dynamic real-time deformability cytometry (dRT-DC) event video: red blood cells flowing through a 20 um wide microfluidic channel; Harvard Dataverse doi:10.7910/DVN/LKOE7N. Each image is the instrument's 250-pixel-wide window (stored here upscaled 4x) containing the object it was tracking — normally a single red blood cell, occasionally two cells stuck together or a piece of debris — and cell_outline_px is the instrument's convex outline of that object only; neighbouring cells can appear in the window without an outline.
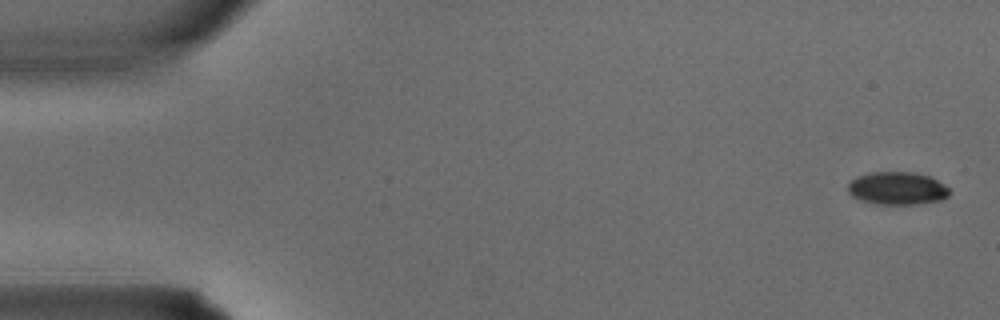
{"species": "common noctule bat (a hibernating species)", "species_latin": "Nyctalus noctula", "temperature_condition": "warm", "stored_images_in_passage": 4, "camera_frame_rate_fps": 3000, "um_per_image_px": 0.085, "animal": {"sex": "male", "body_mass_g": 15.6}, "frame": {"image": 1, "passage_image": 1, "time_ms": 0.0, "image_size_px": [1000, 320], "cell_outline_px": [[948, 196], [940, 200], [916, 204], [876, 204], [860, 200], [852, 196], [848, 192], [848, 184], [856, 176], [868, 172], [916, 172], [928, 176], [944, 184], [948, 188]], "centroid_in_image_um": [76.23, 16.0], "position_along_channel_um": 8.8, "area_um2": 19.42}}
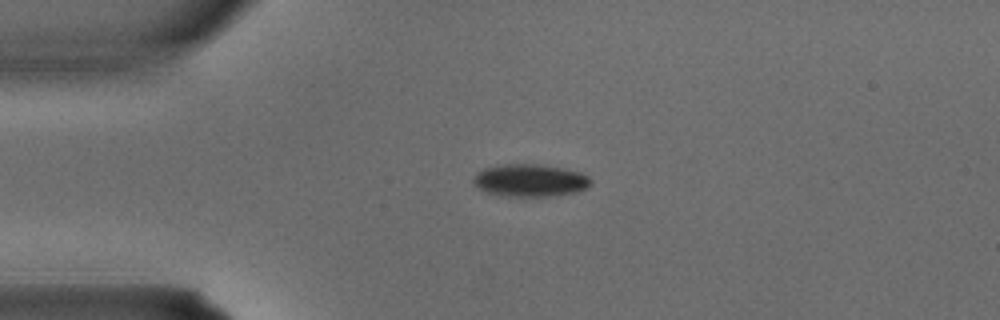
{"frame": {"image": 2, "passage_image": 3, "time_ms": 0.667, "image_size_px": [1000, 320], "cell_outline_px": [[592, 184], [588, 188], [576, 192], [552, 196], [500, 196], [476, 188], [472, 184], [472, 176], [476, 172], [484, 168], [500, 164], [536, 164], [564, 168], [580, 172], [588, 176], [592, 180]], "centroid_in_image_um": [45.03, 15.33], "position_along_channel_um": 40.0, "area_um2": 22.66}}
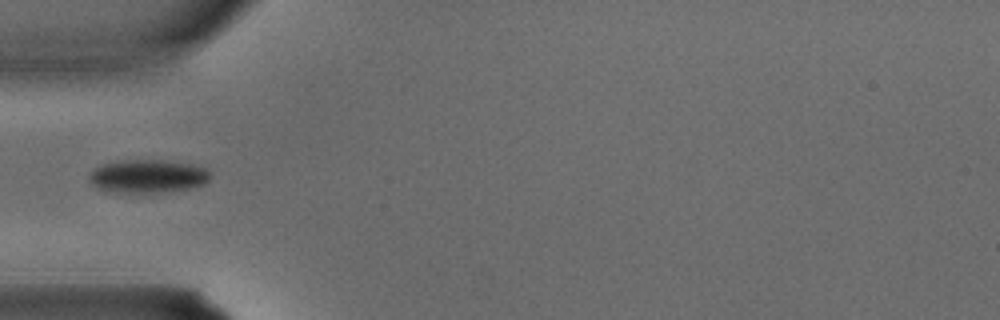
{"frame": {"image": 3, "passage_image": 4, "time_ms": 1.0, "image_size_px": [1000, 320], "cell_outline_px": [[208, 180], [204, 184], [188, 188], [160, 192], [108, 192], [92, 184], [88, 180], [88, 172], [100, 164], [124, 160], [164, 160], [192, 164], [208, 168]], "centroid_in_image_um": [12.5, 14.96], "position_along_channel_um": 72.5, "area_um2": 23.47}}